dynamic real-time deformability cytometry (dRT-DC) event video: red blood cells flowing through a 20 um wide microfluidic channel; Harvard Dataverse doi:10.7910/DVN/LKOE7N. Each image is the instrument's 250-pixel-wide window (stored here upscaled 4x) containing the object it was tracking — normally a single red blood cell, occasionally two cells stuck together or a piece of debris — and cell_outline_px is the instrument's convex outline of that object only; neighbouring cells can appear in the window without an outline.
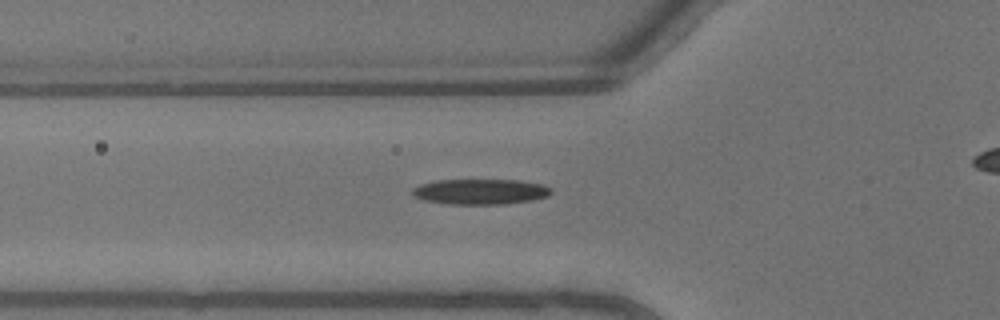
{"species": "common noctule bat (a hibernating species)", "species_latin": "Nyctalus noctula", "temperature_condition": "warm", "stored_images_in_passage": 7, "camera_frame_rate_fps": 3000, "um_per_image_px": 0.085, "animal": {"sex": "male", "body_mass_g": 13.3}, "frame": {"image": 1, "passage_image": 3, "time_ms": 0.667, "image_size_px": [1000, 320], "cell_outline_px": [[552, 192], [548, 196], [532, 200], [504, 204], [448, 204], [424, 200], [412, 196], [412, 188], [420, 184], [436, 180], [520, 180], [544, 184], [552, 188]], "centroid_in_image_um": [40.84, 16.29], "position_along_channel_um": 85.0, "area_um2": 20.75}}
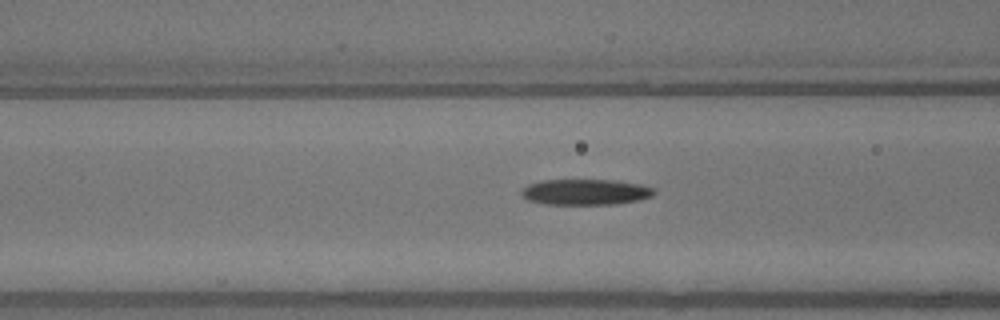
{"frame": {"image": 2, "passage_image": 5, "time_ms": 1.333, "image_size_px": [1000, 320], "cell_outline_px": [[656, 192], [652, 196], [640, 200], [616, 204], [544, 204], [528, 200], [520, 196], [520, 192], [528, 184], [540, 180], [616, 180], [644, 184], [652, 188]], "centroid_in_image_um": [49.77, 16.32], "position_along_channel_um": 116.8, "area_um2": 20.17}}